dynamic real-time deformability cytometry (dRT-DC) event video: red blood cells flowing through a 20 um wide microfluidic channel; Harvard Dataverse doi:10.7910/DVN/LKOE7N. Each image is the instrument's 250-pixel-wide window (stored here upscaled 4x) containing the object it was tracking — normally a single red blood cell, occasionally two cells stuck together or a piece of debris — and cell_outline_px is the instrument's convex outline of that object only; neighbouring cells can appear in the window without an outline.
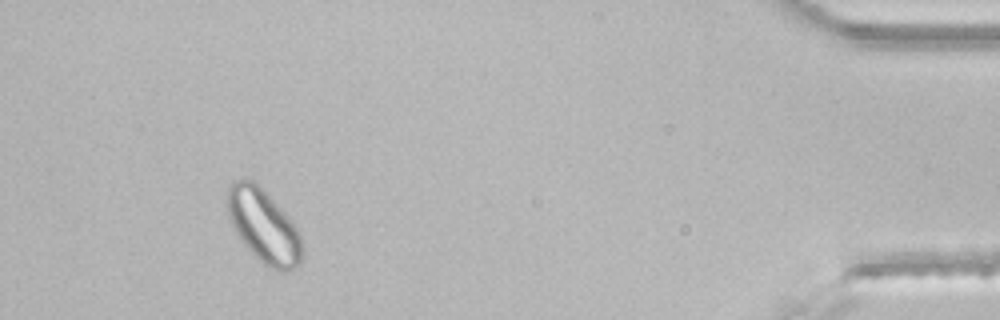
{"species": "common noctule bat (a hibernating species)", "species_latin": "Nyctalus noctula", "temperature_condition": "room temperature", "stored_images_in_passage": 44, "segment_of_instrument_passage": [2, 2], "camera_frame_rate_fps": 3000, "um_per_image_px": 0.085, "animal": {"sex": "male", "body_mass_g": 21.5, "forearm_length_mm": 52.0}, "frame": {"image": 1, "passage_image": 41, "time_ms": 13.333, "image_size_px": [1000, 320], "cell_outline_px": [[304, 248], [300, 260], [296, 268], [288, 272], [280, 272], [264, 264], [244, 244], [236, 232], [228, 216], [228, 184], [232, 180], [240, 176], [244, 176], [252, 180], [288, 216], [296, 228], [300, 236]], "centroid_in_image_um": [22.4, 19.2], "position_along_channel_um": 412.8, "area_um2": 31.73}}